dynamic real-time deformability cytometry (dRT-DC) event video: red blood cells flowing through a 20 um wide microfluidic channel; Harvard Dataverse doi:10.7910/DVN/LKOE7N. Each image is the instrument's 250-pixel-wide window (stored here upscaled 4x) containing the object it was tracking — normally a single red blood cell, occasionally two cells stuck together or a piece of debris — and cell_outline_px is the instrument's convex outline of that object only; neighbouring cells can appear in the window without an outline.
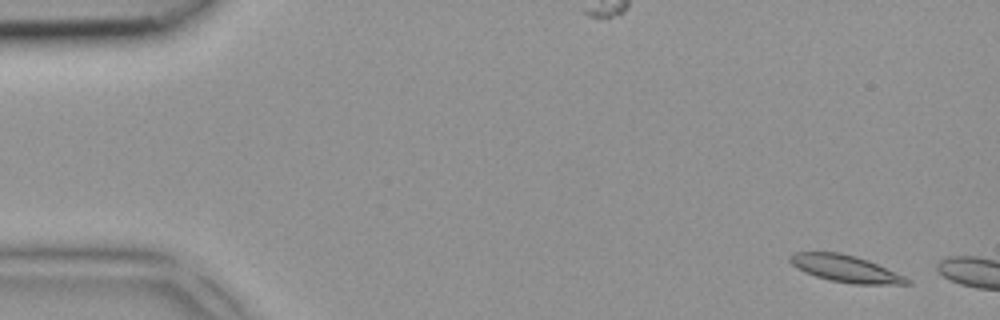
{"species": "common noctule bat (a hibernating species)", "species_latin": "Nyctalus noctula", "temperature_condition": "room temperature", "stored_images_in_passage": 2, "camera_frame_rate_fps": 3000, "um_per_image_px": 0.085, "animal": {"sex": "female", "body_mass_g": 18.4}, "frame": {"image": 1, "passage_image": 1, "time_ms": 0.0, "image_size_px": [1000, 320], "cell_outline_px": [[912, 284], [852, 284], [828, 280], [804, 272], [792, 264], [788, 260], [788, 256], [796, 252], [840, 252], [856, 256], [868, 260], [904, 276], [912, 280]], "centroid_in_image_um": [71.86, 22.83], "position_along_channel_um": 13.1, "area_um2": 18.38}}